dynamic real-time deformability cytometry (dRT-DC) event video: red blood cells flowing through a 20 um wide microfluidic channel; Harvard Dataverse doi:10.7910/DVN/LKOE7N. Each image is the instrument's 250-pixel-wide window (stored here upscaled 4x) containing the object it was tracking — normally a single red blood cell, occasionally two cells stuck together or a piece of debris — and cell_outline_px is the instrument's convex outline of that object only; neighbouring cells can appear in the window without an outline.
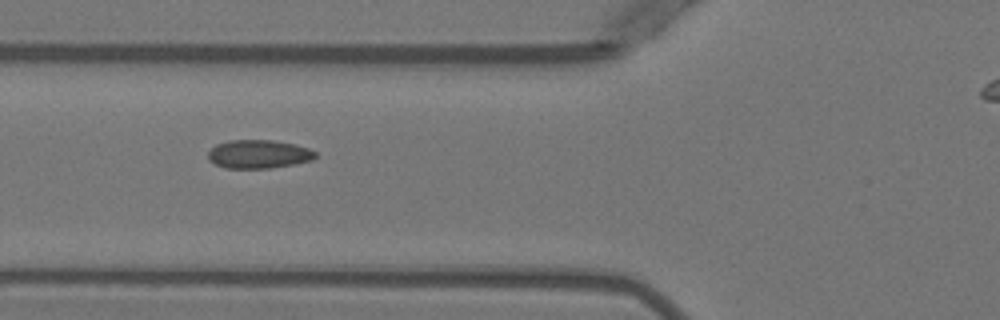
{"species": "Egyptian fruit bat (a non-hibernating species)", "species_latin": "Rousettus aegyptiacus", "temperature_condition": "warm", "stored_images_in_passage": 3, "camera_frame_rate_fps": 3000, "um_per_image_px": 0.085, "animal": {"sex": "female"}, "frame": {"image": 1, "passage_image": 2, "time_ms": 1.0, "image_size_px": [1000, 320], "cell_outline_px": [[316, 156], [312, 160], [292, 164], [268, 168], [224, 168], [208, 160], [208, 152], [216, 144], [228, 140], [272, 140], [296, 144], [308, 148], [316, 152]], "centroid_in_image_um": [21.96, 13.09], "position_along_channel_um": 103.8, "area_um2": 17.8}}
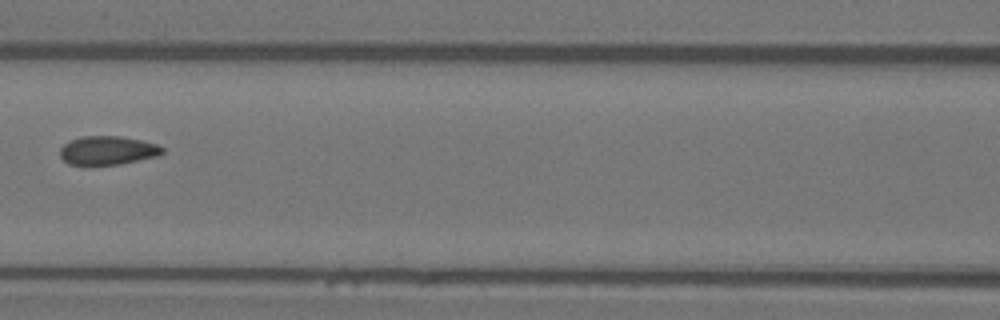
{"frame": {"image": 2, "passage_image": 3, "time_ms": 2.333, "image_size_px": [1000, 320], "cell_outline_px": [[164, 152], [160, 156], [120, 164], [68, 164], [60, 156], [60, 148], [68, 140], [80, 136], [120, 136], [144, 140], [156, 144], [164, 148]], "centroid_in_image_um": [9.18, 12.77], "position_along_channel_um": 157.4, "area_um2": 17.28}}